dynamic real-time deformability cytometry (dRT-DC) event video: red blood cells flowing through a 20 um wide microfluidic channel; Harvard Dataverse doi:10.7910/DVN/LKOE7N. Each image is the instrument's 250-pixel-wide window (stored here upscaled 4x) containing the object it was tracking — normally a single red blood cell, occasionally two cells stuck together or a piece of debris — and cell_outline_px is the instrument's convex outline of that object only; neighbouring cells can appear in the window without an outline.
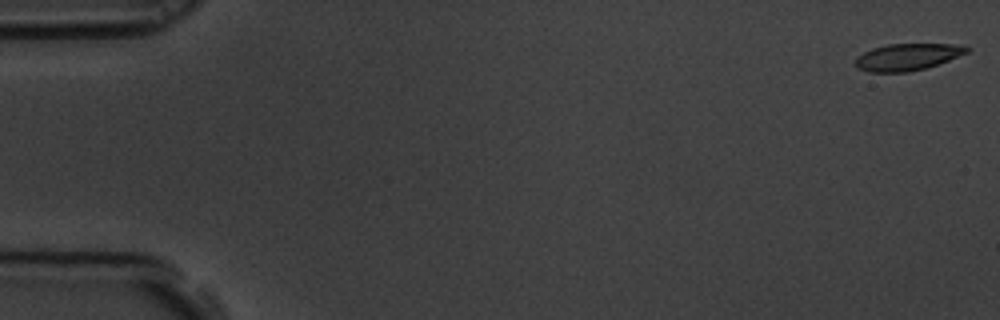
{"species": "common noctule bat (a hibernating species)", "species_latin": "Nyctalus noctula", "temperature_condition": "room temperature", "stored_images_in_passage": 18, "camera_frame_rate_fps": 3000, "um_per_image_px": 0.085, "animal": {"sex": "male", "body_mass_g": 19.5, "forearm_length_mm": 54.6}, "frame": {"image": 1, "passage_image": 1, "time_ms": 0.0, "image_size_px": [1000, 320], "cell_outline_px": [[972, 48], [968, 52], [948, 60], [924, 68], [908, 72], [868, 72], [856, 68], [856, 56], [872, 48], [888, 44], [968, 44]], "centroid_in_image_um": [77.15, 4.83], "position_along_channel_um": 7.9, "area_um2": 17.51}}
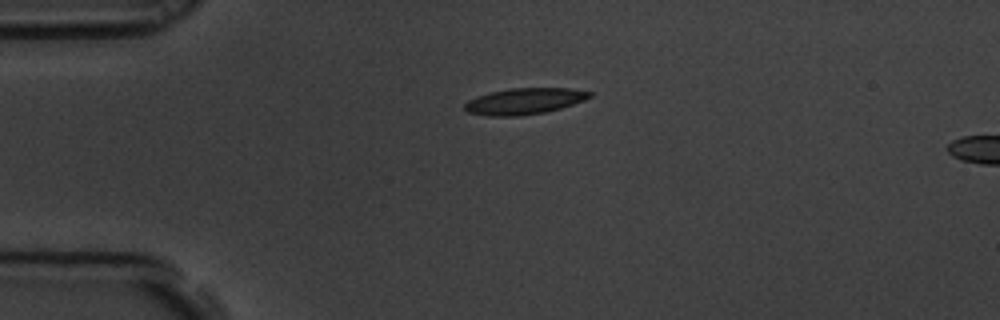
{"frame": {"image": 2, "passage_image": 14, "time_ms": 4.333, "image_size_px": [1000, 320], "cell_outline_px": [[592, 96], [584, 100], [560, 108], [544, 112], [516, 116], [488, 116], [468, 112], [464, 108], [464, 104], [468, 100], [476, 96], [488, 92], [512, 88], [572, 88], [592, 92]], "centroid_in_image_um": [44.55, 8.59], "position_along_channel_um": 40.5, "area_um2": 19.07}}